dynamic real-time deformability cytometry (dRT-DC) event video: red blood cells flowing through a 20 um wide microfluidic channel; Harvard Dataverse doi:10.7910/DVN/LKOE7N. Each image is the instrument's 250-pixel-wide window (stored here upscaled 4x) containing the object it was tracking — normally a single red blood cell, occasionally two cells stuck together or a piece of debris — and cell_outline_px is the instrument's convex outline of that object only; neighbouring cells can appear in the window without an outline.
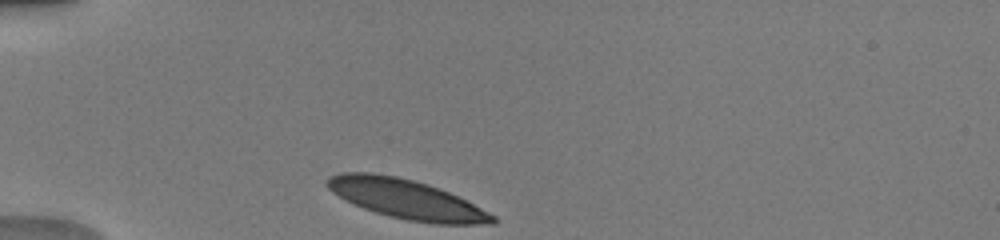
{"species": "human", "species_latin": "Homo sapiens", "temperature_condition": "warm", "stored_images_in_passage": 31, "camera_frame_rate_fps": 3000, "um_per_image_px": 0.085, "donor": {"sex": "male"}, "frame": {"image": 1, "passage_image": 1, "time_ms": 0.0, "image_size_px": [1000, 240], "cell_outline_px": [[496, 224], [436, 224], [408, 220], [388, 216], [364, 208], [332, 192], [324, 184], [328, 176], [340, 172], [372, 172], [396, 176], [428, 184], [448, 192], [496, 216]], "centroid_in_image_um": [34.51, 16.92], "position_along_channel_um": 50.5, "area_um2": 37.63}}
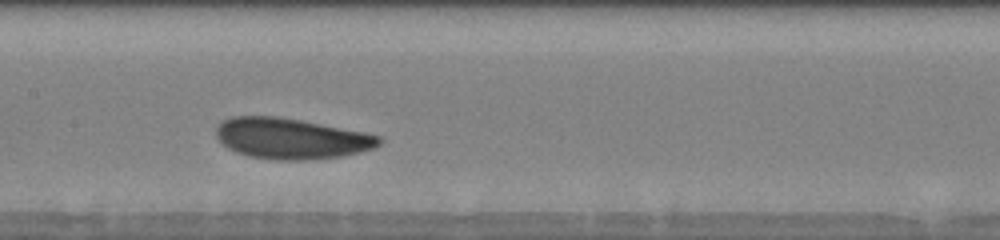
{"frame": {"image": 2, "passage_image": 13, "time_ms": 4.0, "image_size_px": [1000, 240], "cell_outline_px": [[384, 140], [380, 144], [372, 148], [360, 152], [340, 156], [304, 160], [276, 160], [248, 156], [236, 152], [228, 148], [216, 136], [216, 128], [224, 120], [232, 116], [276, 116], [300, 120], [364, 132], [380, 136]], "centroid_in_image_um": [24.74, 11.77], "position_along_channel_um": 182.7, "area_um2": 38.49}}
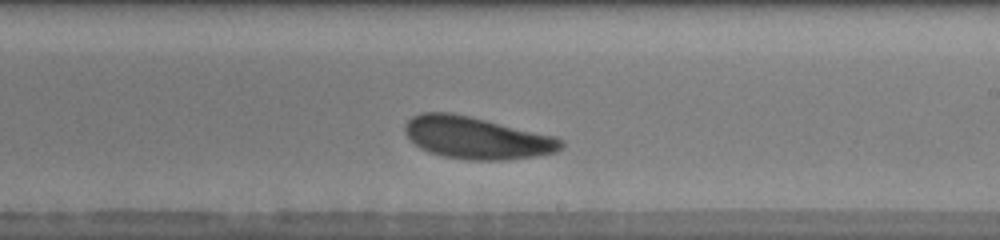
{"frame": {"image": 3, "passage_image": 18, "time_ms": 5.667, "image_size_px": [1000, 240], "cell_outline_px": [[564, 148], [556, 152], [536, 156], [504, 160], [468, 160], [444, 156], [428, 152], [420, 148], [404, 132], [404, 124], [412, 116], [424, 112], [452, 112], [556, 136], [564, 140]], "centroid_in_image_um": [40.54, 11.71], "position_along_channel_um": 248.5, "area_um2": 38.49}, "authors_computed_cell_mechanics": {"area_um2": 38.4948, "velocity_mm_per_s": 3.9577, "shape_relaxation_time_tau1_ms": 1.8711, "shape_relaxation_time_tau2_ms": null, "deformation_change_tau1": 0.0939, "deformation_change_tau2": null}}